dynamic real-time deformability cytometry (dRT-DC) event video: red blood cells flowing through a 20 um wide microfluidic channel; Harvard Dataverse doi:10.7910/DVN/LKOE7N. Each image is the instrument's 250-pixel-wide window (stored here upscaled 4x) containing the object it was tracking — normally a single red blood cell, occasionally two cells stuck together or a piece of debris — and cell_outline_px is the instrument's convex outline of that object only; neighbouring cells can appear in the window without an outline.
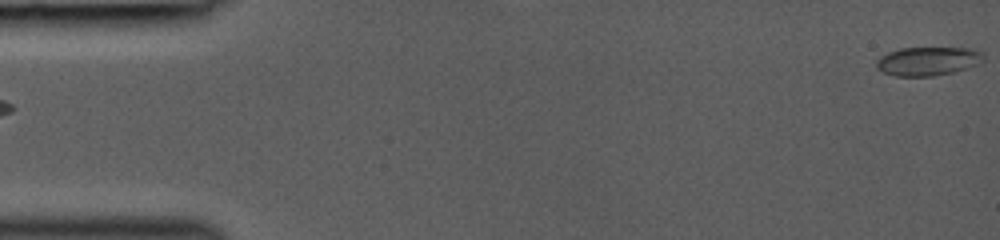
{"species": "common noctule bat (a hibernating species)", "species_latin": "Nyctalus noctula", "temperature_condition": "room temperature", "stored_images_in_passage": 44, "camera_frame_rate_fps": 3000, "um_per_image_px": 0.085, "animal": {"sex": "female", "body_mass_g": 19.0, "forearm_length_mm": 53.3}, "frame": {"image": 1, "passage_image": 1, "time_ms": 0.0, "image_size_px": [1000, 240], "cell_outline_px": [[984, 60], [980, 64], [952, 72], [932, 76], [896, 76], [884, 72], [876, 68], [876, 60], [880, 56], [888, 52], [900, 48], [968, 48], [984, 52]], "centroid_in_image_um": [78.88, 5.19], "position_along_channel_um": 6.1, "area_um2": 17.98}}
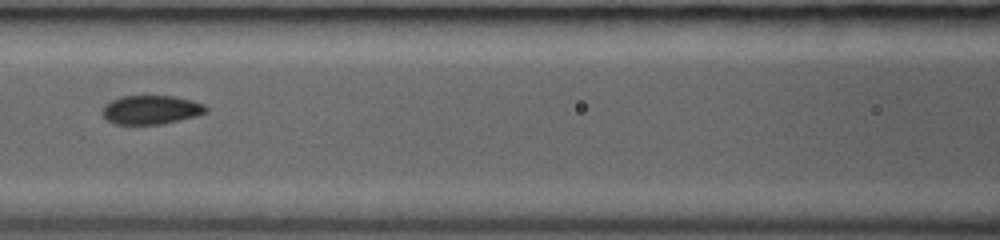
{"frame": {"image": 2, "passage_image": 21, "time_ms": 6.667, "image_size_px": [1000, 240], "cell_outline_px": [[208, 112], [196, 116], [164, 124], [112, 124], [100, 112], [104, 104], [120, 96], [172, 96], [192, 100], [204, 104], [208, 108]], "centroid_in_image_um": [12.83, 9.33], "position_along_channel_um": 153.8, "area_um2": 17.63}}
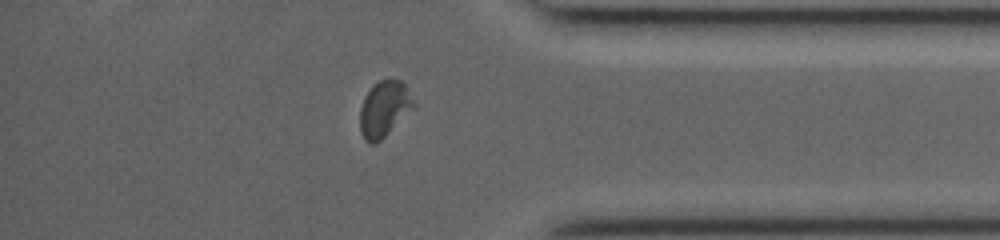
{"frame": {"image": 3, "passage_image": 38, "time_ms": 12.333, "image_size_px": [1000, 240], "cell_outline_px": [[416, 108], [376, 144], [372, 144], [364, 140], [360, 132], [360, 108], [364, 96], [372, 84], [380, 80], [392, 76], [400, 80], [404, 84], [416, 104]], "centroid_in_image_um": [32.67, 9.23], "position_along_channel_um": 402.5, "area_um2": 18.03}}